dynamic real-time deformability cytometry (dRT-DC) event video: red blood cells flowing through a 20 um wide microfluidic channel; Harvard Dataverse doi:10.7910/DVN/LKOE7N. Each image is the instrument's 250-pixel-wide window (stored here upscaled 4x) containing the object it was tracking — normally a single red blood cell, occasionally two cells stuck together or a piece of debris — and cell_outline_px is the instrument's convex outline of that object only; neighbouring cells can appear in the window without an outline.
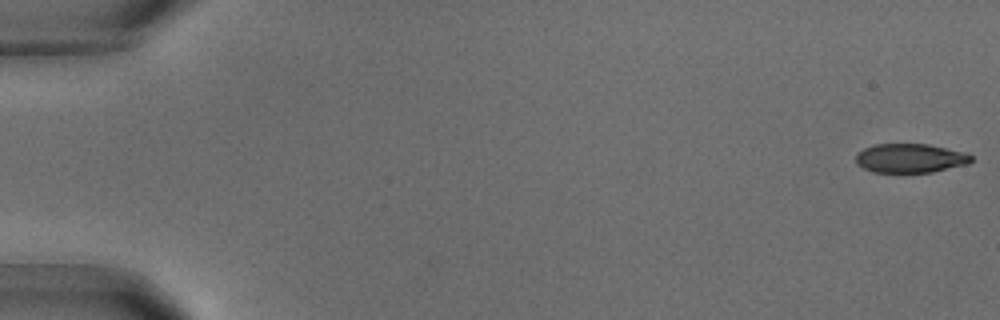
{"species": "common noctule bat (a hibernating species)", "species_latin": "Nyctalus noctula", "temperature_condition": "warm", "stored_images_in_passage": 86, "camera_frame_rate_fps": 3000, "um_per_image_px": 0.085, "animal": {"sex": "male", "body_mass_g": 18.8}, "frame": {"image": 1, "passage_image": 1, "time_ms": 0.0, "image_size_px": [1000, 320], "cell_outline_px": [[972, 160], [968, 164], [932, 172], [872, 172], [856, 164], [856, 152], [872, 144], [928, 144], [964, 152], [972, 156]], "centroid_in_image_um": [77.33, 13.44], "position_along_channel_um": 7.7, "area_um2": 19.59}}
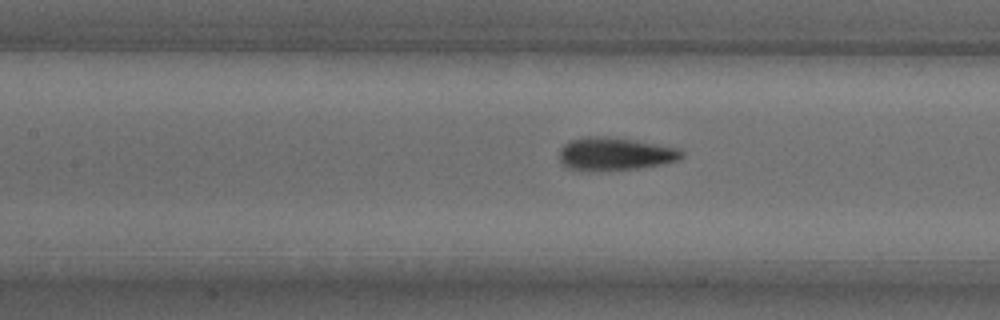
{"frame": {"image": 2, "passage_image": 40, "time_ms": 13.0, "image_size_px": [1000, 320], "cell_outline_px": [[684, 156], [680, 160], [640, 168], [568, 168], [560, 164], [560, 148], [568, 140], [588, 136], [604, 136], [632, 140], [680, 148], [684, 152]], "centroid_in_image_um": [52.31, 13.04], "position_along_channel_um": 155.1, "area_um2": 22.77}}
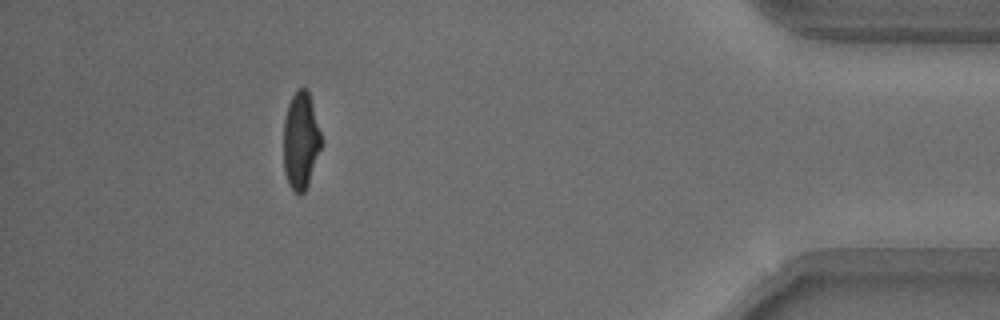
{"frame": {"image": 3, "passage_image": 78, "time_ms": 25.667, "image_size_px": [1000, 320], "cell_outline_px": [[320, 148], [308, 184], [304, 192], [300, 196], [288, 184], [284, 172], [284, 120], [288, 104], [296, 88], [308, 88], [320, 132]], "centroid_in_image_um": [25.54, 11.93], "position_along_channel_um": 409.7, "area_um2": 21.1}}